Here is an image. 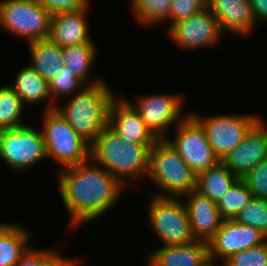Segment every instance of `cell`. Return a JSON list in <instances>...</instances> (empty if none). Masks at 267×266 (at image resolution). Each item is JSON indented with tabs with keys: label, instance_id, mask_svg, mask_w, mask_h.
I'll return each instance as SVG.
<instances>
[{
	"label": "cell",
	"instance_id": "1",
	"mask_svg": "<svg viewBox=\"0 0 267 266\" xmlns=\"http://www.w3.org/2000/svg\"><path fill=\"white\" fill-rule=\"evenodd\" d=\"M59 172V189L72 228L98 219L117 204L126 189L92 159Z\"/></svg>",
	"mask_w": 267,
	"mask_h": 266
},
{
	"label": "cell",
	"instance_id": "2",
	"mask_svg": "<svg viewBox=\"0 0 267 266\" xmlns=\"http://www.w3.org/2000/svg\"><path fill=\"white\" fill-rule=\"evenodd\" d=\"M153 145L126 141L107 124L91 143L90 159L128 188L127 183L147 177Z\"/></svg>",
	"mask_w": 267,
	"mask_h": 266
},
{
	"label": "cell",
	"instance_id": "3",
	"mask_svg": "<svg viewBox=\"0 0 267 266\" xmlns=\"http://www.w3.org/2000/svg\"><path fill=\"white\" fill-rule=\"evenodd\" d=\"M116 97L105 81L86 86L67 98L65 106L55 105L69 125L90 144L108 124L111 101Z\"/></svg>",
	"mask_w": 267,
	"mask_h": 266
},
{
	"label": "cell",
	"instance_id": "4",
	"mask_svg": "<svg viewBox=\"0 0 267 266\" xmlns=\"http://www.w3.org/2000/svg\"><path fill=\"white\" fill-rule=\"evenodd\" d=\"M146 178L159 187L154 196L181 199L197 188V175L166 139L157 140L150 149Z\"/></svg>",
	"mask_w": 267,
	"mask_h": 266
},
{
	"label": "cell",
	"instance_id": "5",
	"mask_svg": "<svg viewBox=\"0 0 267 266\" xmlns=\"http://www.w3.org/2000/svg\"><path fill=\"white\" fill-rule=\"evenodd\" d=\"M44 112L41 133L47 159L52 157L62 169L90 160L91 144L55 109Z\"/></svg>",
	"mask_w": 267,
	"mask_h": 266
},
{
	"label": "cell",
	"instance_id": "6",
	"mask_svg": "<svg viewBox=\"0 0 267 266\" xmlns=\"http://www.w3.org/2000/svg\"><path fill=\"white\" fill-rule=\"evenodd\" d=\"M147 207L150 226L163 246H177L195 240L185 203L179 197L151 196Z\"/></svg>",
	"mask_w": 267,
	"mask_h": 266
},
{
	"label": "cell",
	"instance_id": "7",
	"mask_svg": "<svg viewBox=\"0 0 267 266\" xmlns=\"http://www.w3.org/2000/svg\"><path fill=\"white\" fill-rule=\"evenodd\" d=\"M51 13L37 0L0 1V26L28 43L49 37Z\"/></svg>",
	"mask_w": 267,
	"mask_h": 266
},
{
	"label": "cell",
	"instance_id": "8",
	"mask_svg": "<svg viewBox=\"0 0 267 266\" xmlns=\"http://www.w3.org/2000/svg\"><path fill=\"white\" fill-rule=\"evenodd\" d=\"M0 158L15 172L28 170L41 160L46 161L41 130L24 124L0 131Z\"/></svg>",
	"mask_w": 267,
	"mask_h": 266
},
{
	"label": "cell",
	"instance_id": "9",
	"mask_svg": "<svg viewBox=\"0 0 267 266\" xmlns=\"http://www.w3.org/2000/svg\"><path fill=\"white\" fill-rule=\"evenodd\" d=\"M190 114L202 125L215 155L222 160L236 148L250 129L261 119L258 114H219L202 117Z\"/></svg>",
	"mask_w": 267,
	"mask_h": 266
},
{
	"label": "cell",
	"instance_id": "10",
	"mask_svg": "<svg viewBox=\"0 0 267 266\" xmlns=\"http://www.w3.org/2000/svg\"><path fill=\"white\" fill-rule=\"evenodd\" d=\"M187 114L186 117L183 115V119L175 126L174 139L166 140L198 175L220 160L213 152L202 125L190 113Z\"/></svg>",
	"mask_w": 267,
	"mask_h": 266
},
{
	"label": "cell",
	"instance_id": "11",
	"mask_svg": "<svg viewBox=\"0 0 267 266\" xmlns=\"http://www.w3.org/2000/svg\"><path fill=\"white\" fill-rule=\"evenodd\" d=\"M137 98V104L128 102L139 113L147 129L157 140L168 138V128L177 125L183 119V98L177 94L167 93L140 95Z\"/></svg>",
	"mask_w": 267,
	"mask_h": 266
},
{
	"label": "cell",
	"instance_id": "12",
	"mask_svg": "<svg viewBox=\"0 0 267 266\" xmlns=\"http://www.w3.org/2000/svg\"><path fill=\"white\" fill-rule=\"evenodd\" d=\"M167 33L184 51L215 47L223 36L217 19L208 8L173 24Z\"/></svg>",
	"mask_w": 267,
	"mask_h": 266
},
{
	"label": "cell",
	"instance_id": "13",
	"mask_svg": "<svg viewBox=\"0 0 267 266\" xmlns=\"http://www.w3.org/2000/svg\"><path fill=\"white\" fill-rule=\"evenodd\" d=\"M267 237L257 228L224 219L216 234L208 241L210 259L224 261L229 256L263 244ZM217 259V260H216Z\"/></svg>",
	"mask_w": 267,
	"mask_h": 266
},
{
	"label": "cell",
	"instance_id": "14",
	"mask_svg": "<svg viewBox=\"0 0 267 266\" xmlns=\"http://www.w3.org/2000/svg\"><path fill=\"white\" fill-rule=\"evenodd\" d=\"M265 158H267V124L261 118L240 144L220 161L235 176L242 179Z\"/></svg>",
	"mask_w": 267,
	"mask_h": 266
},
{
	"label": "cell",
	"instance_id": "15",
	"mask_svg": "<svg viewBox=\"0 0 267 266\" xmlns=\"http://www.w3.org/2000/svg\"><path fill=\"white\" fill-rule=\"evenodd\" d=\"M108 125L126 141L154 144L157 139L147 129L139 113L124 97H115L109 106Z\"/></svg>",
	"mask_w": 267,
	"mask_h": 266
},
{
	"label": "cell",
	"instance_id": "16",
	"mask_svg": "<svg viewBox=\"0 0 267 266\" xmlns=\"http://www.w3.org/2000/svg\"><path fill=\"white\" fill-rule=\"evenodd\" d=\"M184 197L187 198L185 205L193 237L195 240L208 242L216 234L224 220L220 216L217 203L197 190H192L181 198Z\"/></svg>",
	"mask_w": 267,
	"mask_h": 266
},
{
	"label": "cell",
	"instance_id": "17",
	"mask_svg": "<svg viewBox=\"0 0 267 266\" xmlns=\"http://www.w3.org/2000/svg\"><path fill=\"white\" fill-rule=\"evenodd\" d=\"M89 7L51 14L49 38L61 47L93 41L86 16Z\"/></svg>",
	"mask_w": 267,
	"mask_h": 266
},
{
	"label": "cell",
	"instance_id": "18",
	"mask_svg": "<svg viewBox=\"0 0 267 266\" xmlns=\"http://www.w3.org/2000/svg\"><path fill=\"white\" fill-rule=\"evenodd\" d=\"M207 8L224 33L247 36L256 28L249 0H207Z\"/></svg>",
	"mask_w": 267,
	"mask_h": 266
},
{
	"label": "cell",
	"instance_id": "19",
	"mask_svg": "<svg viewBox=\"0 0 267 266\" xmlns=\"http://www.w3.org/2000/svg\"><path fill=\"white\" fill-rule=\"evenodd\" d=\"M162 247L149 254L147 266H204L210 260L208 242L205 241Z\"/></svg>",
	"mask_w": 267,
	"mask_h": 266
},
{
	"label": "cell",
	"instance_id": "20",
	"mask_svg": "<svg viewBox=\"0 0 267 266\" xmlns=\"http://www.w3.org/2000/svg\"><path fill=\"white\" fill-rule=\"evenodd\" d=\"M31 61L29 65L47 82L57 77L63 69L64 58L62 47L49 37L28 43Z\"/></svg>",
	"mask_w": 267,
	"mask_h": 266
},
{
	"label": "cell",
	"instance_id": "21",
	"mask_svg": "<svg viewBox=\"0 0 267 266\" xmlns=\"http://www.w3.org/2000/svg\"><path fill=\"white\" fill-rule=\"evenodd\" d=\"M13 84L9 86L20 97L23 105H35L43 103L45 100L47 102V99H49V104H47V107L45 106V109L51 110L55 108V105L50 101L48 82L33 67L28 65V63L18 71Z\"/></svg>",
	"mask_w": 267,
	"mask_h": 266
},
{
	"label": "cell",
	"instance_id": "22",
	"mask_svg": "<svg viewBox=\"0 0 267 266\" xmlns=\"http://www.w3.org/2000/svg\"><path fill=\"white\" fill-rule=\"evenodd\" d=\"M30 233L14 223H4L0 227V266H15L30 248Z\"/></svg>",
	"mask_w": 267,
	"mask_h": 266
},
{
	"label": "cell",
	"instance_id": "23",
	"mask_svg": "<svg viewBox=\"0 0 267 266\" xmlns=\"http://www.w3.org/2000/svg\"><path fill=\"white\" fill-rule=\"evenodd\" d=\"M238 179L219 161L197 175L196 190L217 203Z\"/></svg>",
	"mask_w": 267,
	"mask_h": 266
},
{
	"label": "cell",
	"instance_id": "24",
	"mask_svg": "<svg viewBox=\"0 0 267 266\" xmlns=\"http://www.w3.org/2000/svg\"><path fill=\"white\" fill-rule=\"evenodd\" d=\"M96 49L95 41L62 47L64 65L87 85L103 82L101 78L89 80L90 69H92L94 61L97 60Z\"/></svg>",
	"mask_w": 267,
	"mask_h": 266
},
{
	"label": "cell",
	"instance_id": "25",
	"mask_svg": "<svg viewBox=\"0 0 267 266\" xmlns=\"http://www.w3.org/2000/svg\"><path fill=\"white\" fill-rule=\"evenodd\" d=\"M24 105L17 93L9 86H0V131L24 125Z\"/></svg>",
	"mask_w": 267,
	"mask_h": 266
},
{
	"label": "cell",
	"instance_id": "26",
	"mask_svg": "<svg viewBox=\"0 0 267 266\" xmlns=\"http://www.w3.org/2000/svg\"><path fill=\"white\" fill-rule=\"evenodd\" d=\"M135 19L144 26L169 20L171 0H130Z\"/></svg>",
	"mask_w": 267,
	"mask_h": 266
},
{
	"label": "cell",
	"instance_id": "27",
	"mask_svg": "<svg viewBox=\"0 0 267 266\" xmlns=\"http://www.w3.org/2000/svg\"><path fill=\"white\" fill-rule=\"evenodd\" d=\"M252 192L242 179H238L227 193L217 202L220 216L223 219H234L251 198Z\"/></svg>",
	"mask_w": 267,
	"mask_h": 266
},
{
	"label": "cell",
	"instance_id": "28",
	"mask_svg": "<svg viewBox=\"0 0 267 266\" xmlns=\"http://www.w3.org/2000/svg\"><path fill=\"white\" fill-rule=\"evenodd\" d=\"M51 103L57 105V99H67L81 92L88 86L83 80L76 77L65 65L57 73V77L48 82ZM54 102V103H53Z\"/></svg>",
	"mask_w": 267,
	"mask_h": 266
},
{
	"label": "cell",
	"instance_id": "29",
	"mask_svg": "<svg viewBox=\"0 0 267 266\" xmlns=\"http://www.w3.org/2000/svg\"><path fill=\"white\" fill-rule=\"evenodd\" d=\"M66 258L55 249L29 248L15 266H78L80 260Z\"/></svg>",
	"mask_w": 267,
	"mask_h": 266
},
{
	"label": "cell",
	"instance_id": "30",
	"mask_svg": "<svg viewBox=\"0 0 267 266\" xmlns=\"http://www.w3.org/2000/svg\"><path fill=\"white\" fill-rule=\"evenodd\" d=\"M234 220L237 223L257 228L267 237V199L253 196L249 203L239 211Z\"/></svg>",
	"mask_w": 267,
	"mask_h": 266
},
{
	"label": "cell",
	"instance_id": "31",
	"mask_svg": "<svg viewBox=\"0 0 267 266\" xmlns=\"http://www.w3.org/2000/svg\"><path fill=\"white\" fill-rule=\"evenodd\" d=\"M223 262L226 266H267V240L263 244L233 254Z\"/></svg>",
	"mask_w": 267,
	"mask_h": 266
},
{
	"label": "cell",
	"instance_id": "32",
	"mask_svg": "<svg viewBox=\"0 0 267 266\" xmlns=\"http://www.w3.org/2000/svg\"><path fill=\"white\" fill-rule=\"evenodd\" d=\"M207 8V0H171L168 29L178 21L198 14Z\"/></svg>",
	"mask_w": 267,
	"mask_h": 266
},
{
	"label": "cell",
	"instance_id": "33",
	"mask_svg": "<svg viewBox=\"0 0 267 266\" xmlns=\"http://www.w3.org/2000/svg\"><path fill=\"white\" fill-rule=\"evenodd\" d=\"M242 180L254 197L267 199V158L259 162Z\"/></svg>",
	"mask_w": 267,
	"mask_h": 266
},
{
	"label": "cell",
	"instance_id": "34",
	"mask_svg": "<svg viewBox=\"0 0 267 266\" xmlns=\"http://www.w3.org/2000/svg\"><path fill=\"white\" fill-rule=\"evenodd\" d=\"M51 14L85 8L90 0H37Z\"/></svg>",
	"mask_w": 267,
	"mask_h": 266
},
{
	"label": "cell",
	"instance_id": "35",
	"mask_svg": "<svg viewBox=\"0 0 267 266\" xmlns=\"http://www.w3.org/2000/svg\"><path fill=\"white\" fill-rule=\"evenodd\" d=\"M249 2L256 24L261 21L267 22V0H249Z\"/></svg>",
	"mask_w": 267,
	"mask_h": 266
},
{
	"label": "cell",
	"instance_id": "36",
	"mask_svg": "<svg viewBox=\"0 0 267 266\" xmlns=\"http://www.w3.org/2000/svg\"><path fill=\"white\" fill-rule=\"evenodd\" d=\"M214 260L210 259L204 266H220V265H216L214 264ZM221 266H226L224 262H222V265Z\"/></svg>",
	"mask_w": 267,
	"mask_h": 266
},
{
	"label": "cell",
	"instance_id": "37",
	"mask_svg": "<svg viewBox=\"0 0 267 266\" xmlns=\"http://www.w3.org/2000/svg\"><path fill=\"white\" fill-rule=\"evenodd\" d=\"M4 223H5V222H1V221H0V227H1Z\"/></svg>",
	"mask_w": 267,
	"mask_h": 266
}]
</instances>
